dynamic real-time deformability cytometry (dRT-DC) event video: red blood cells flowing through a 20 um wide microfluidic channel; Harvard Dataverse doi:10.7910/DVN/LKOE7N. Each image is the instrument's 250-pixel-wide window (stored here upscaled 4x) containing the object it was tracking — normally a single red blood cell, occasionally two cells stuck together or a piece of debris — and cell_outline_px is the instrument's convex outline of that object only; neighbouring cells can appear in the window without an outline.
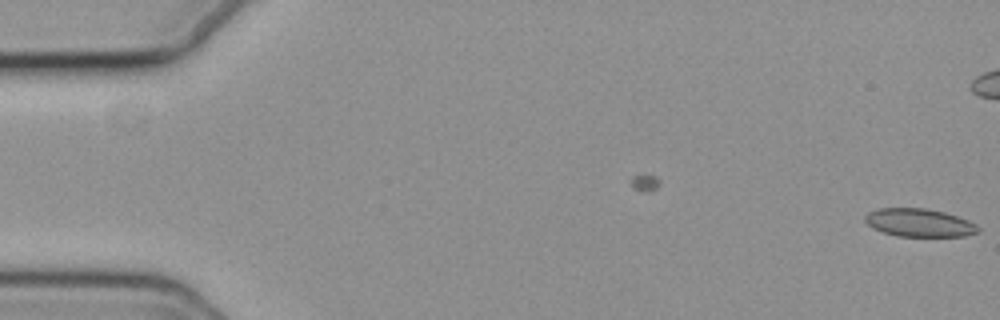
{"species": "common noctule bat (a hibernating species)", "species_latin": "Nyctalus noctula", "temperature_condition": "cold", "stored_images_in_passage": 6, "camera_frame_rate_fps": 3000, "um_per_image_px": 0.085, "animal": {"sex": "female", "body_mass_g": 19.3, "forearm_length_mm": 54.1}, "frame": {"image": 1, "passage_image": 6, "time_ms": 1.667, "image_size_px": [1000, 320], "cell_outline_px": [[980, 232], [964, 236], [896, 236], [872, 228], [864, 220], [864, 216], [868, 212], [880, 208], [924, 208], [944, 212], [968, 220], [976, 224], [980, 228]], "centroid_in_image_um": [78.14, 18.93], "position_along_channel_um": 6.9, "area_um2": 18.5}}